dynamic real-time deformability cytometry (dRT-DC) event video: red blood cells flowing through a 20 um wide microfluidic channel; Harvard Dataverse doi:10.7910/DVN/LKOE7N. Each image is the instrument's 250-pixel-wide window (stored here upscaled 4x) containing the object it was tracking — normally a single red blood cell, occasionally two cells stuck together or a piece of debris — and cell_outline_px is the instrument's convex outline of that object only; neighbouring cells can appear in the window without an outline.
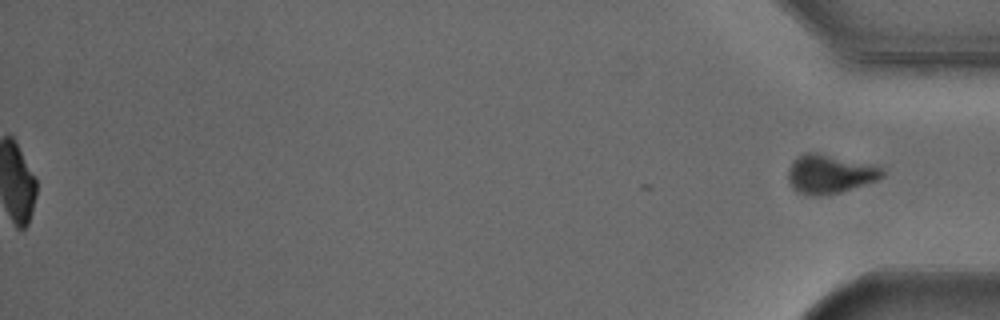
{"species": "Egyptian fruit bat (a non-hibernating species)", "species_latin": "Rousettus aegyptiacus", "temperature_condition": "cold", "stored_images_in_passage": 55, "segment_of_instrument_passage": [2, 2], "camera_frame_rate_fps": 3000, "um_per_image_px": 0.085, "animal": {"sex": "male"}, "frame": {"image": 1, "passage_image": 55, "time_ms": 18.0, "image_size_px": [1000, 320], "cell_outline_px": [[884, 176], [876, 180], [840, 192], [824, 196], [808, 196], [796, 192], [792, 188], [788, 180], [788, 168], [792, 160], [804, 152], [820, 152], [872, 164], [880, 168], [884, 172]], "centroid_in_image_um": [70.47, 14.78], "position_along_channel_um": 364.7, "area_um2": 21.68}}